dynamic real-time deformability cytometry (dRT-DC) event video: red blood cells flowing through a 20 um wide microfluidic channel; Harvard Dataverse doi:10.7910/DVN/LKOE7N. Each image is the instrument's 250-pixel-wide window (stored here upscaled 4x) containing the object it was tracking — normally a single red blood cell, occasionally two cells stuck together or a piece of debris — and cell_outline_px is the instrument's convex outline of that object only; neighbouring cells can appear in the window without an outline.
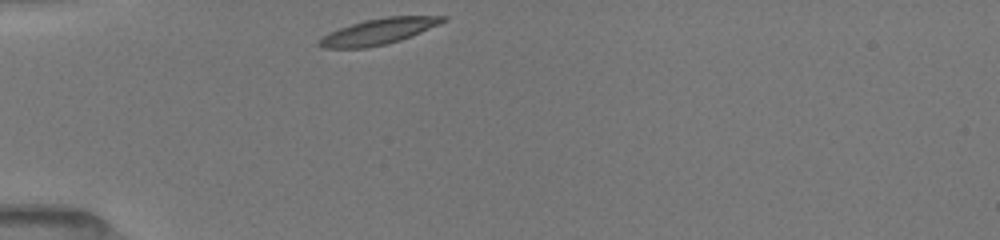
{"species": "common noctule bat (a hibernating species)", "species_latin": "Nyctalus noctula", "temperature_condition": "room temperature", "stored_images_in_passage": 3, "camera_frame_rate_fps": 3000, "um_per_image_px": 0.085, "animal": {"sex": "female", "body_mass_g": 19.5, "forearm_length_mm": 54.1}, "frame": {"image": 1, "passage_image": 1, "time_ms": 0.0, "image_size_px": [1000, 240], "cell_outline_px": [[448, 20], [440, 24], [400, 40], [384, 44], [364, 48], [320, 48], [316, 44], [324, 36], [340, 28], [364, 20], [384, 16], [448, 16]], "centroid_in_image_um": [32.2, 2.66], "position_along_channel_um": 52.8, "area_um2": 18.44}}
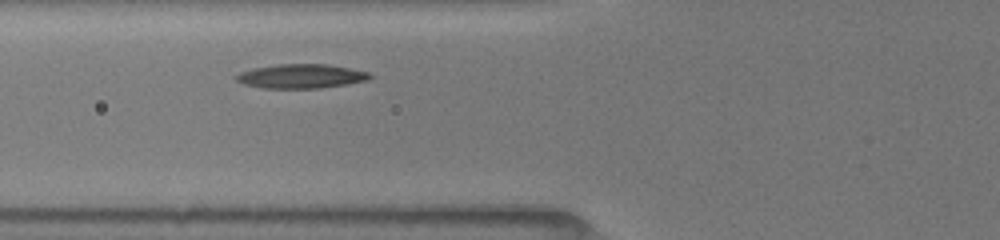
{"frame": {"image": 2, "passage_image": 3, "time_ms": 1.667, "image_size_px": [1000, 240], "cell_outline_px": [[376, 76], [368, 80], [348, 84], [320, 88], [264, 88], [244, 84], [236, 80], [236, 76], [240, 72], [252, 68], [276, 64], [324, 64], [372, 72]], "centroid_in_image_um": [25.65, 6.47], "position_along_channel_um": 100.2, "area_um2": 18.96}}